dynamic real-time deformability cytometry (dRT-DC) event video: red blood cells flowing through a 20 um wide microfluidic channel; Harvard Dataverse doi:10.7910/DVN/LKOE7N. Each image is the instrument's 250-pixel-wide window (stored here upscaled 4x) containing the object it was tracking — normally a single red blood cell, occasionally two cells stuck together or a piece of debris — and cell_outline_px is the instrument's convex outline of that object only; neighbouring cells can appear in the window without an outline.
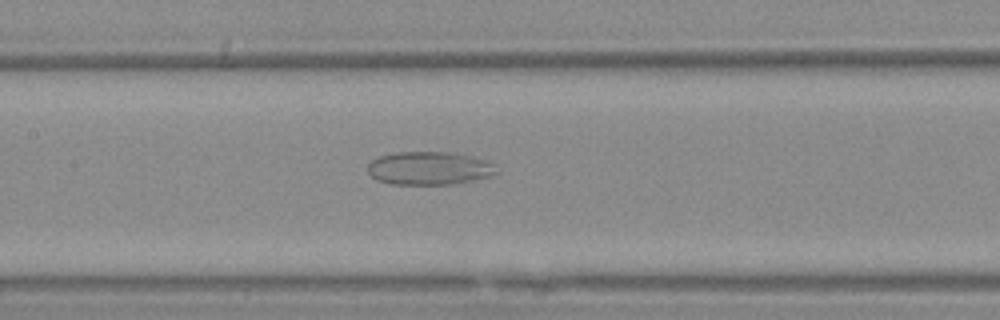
{"species": "Egyptian fruit bat (a non-hibernating species)", "species_latin": "Rousettus aegyptiacus", "temperature_condition": "warm", "stored_images_in_passage": 45, "camera_frame_rate_fps": 3000, "um_per_image_px": 0.085, "animal": {"sex": "female"}, "frame": {"image": 1, "passage_image": 16, "time_ms": 5.0, "image_size_px": [1000, 320], "cell_outline_px": [[500, 172], [488, 176], [472, 180], [452, 184], [392, 184], [376, 180], [368, 172], [368, 164], [372, 160], [380, 156], [396, 152], [448, 152], [472, 156], [484, 160], [492, 164]], "centroid_in_image_um": [36.46, 14.3], "position_along_channel_um": 170.9, "area_um2": 24.74}}
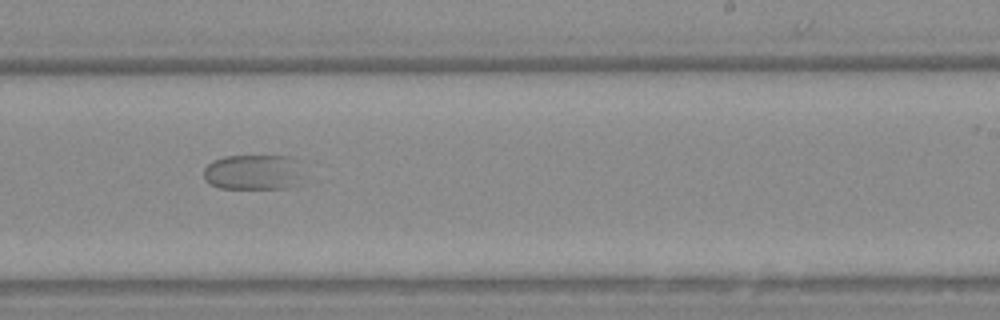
{"frame": {"image": 2, "passage_image": 24, "time_ms": 7.667, "image_size_px": [1000, 320], "cell_outline_px": [[304, 184], [284, 188], [220, 188], [204, 180], [204, 168], [212, 160], [224, 156], [292, 156], [300, 160]], "centroid_in_image_um": [21.63, 14.63], "position_along_channel_um": 267.4, "area_um2": 21.15}}
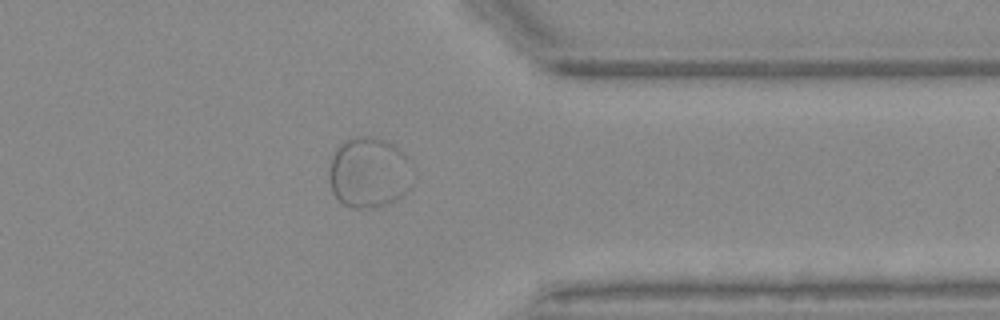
{"frame": {"image": 3, "passage_image": 34, "time_ms": 11.0, "image_size_px": [1000, 320], "cell_outline_px": [[408, 156], [400, 196], [396, 200], [388, 204], [372, 208], [352, 208], [344, 204], [332, 192], [328, 176], [328, 168], [336, 148], [340, 144], [352, 136], [376, 136], [388, 140], [396, 144]], "centroid_in_image_um": [31.22, 14.61], "position_along_channel_um": 380.2, "area_um2": 33.58}}